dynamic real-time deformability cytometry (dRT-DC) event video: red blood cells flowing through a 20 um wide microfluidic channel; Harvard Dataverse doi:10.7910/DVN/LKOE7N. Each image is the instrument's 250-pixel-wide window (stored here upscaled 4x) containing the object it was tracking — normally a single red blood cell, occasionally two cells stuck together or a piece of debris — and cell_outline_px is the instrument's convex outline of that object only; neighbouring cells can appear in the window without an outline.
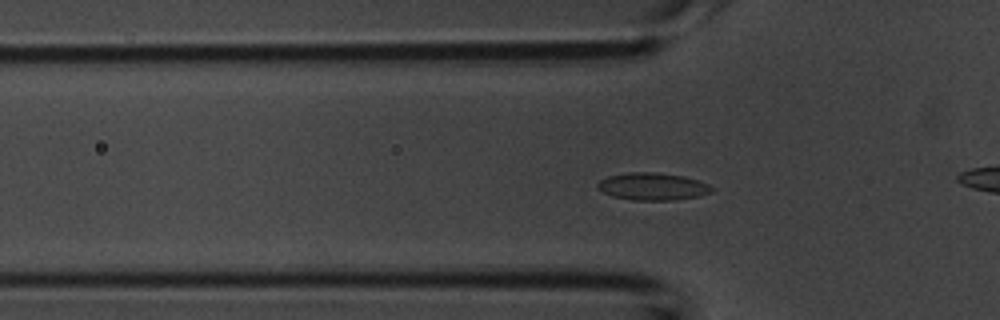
{"species": "common noctule bat (a hibernating species)", "species_latin": "Nyctalus noctula", "temperature_condition": "room temperature", "stored_images_in_passage": 45, "camera_frame_rate_fps": 3000, "um_per_image_px": 0.085, "animal": {"sex": "male", "body_mass_g": 20.1, "forearm_length_mm": 53.5}, "frame": {"image": 1, "passage_image": 7, "time_ms": 2.0, "image_size_px": [1000, 320], "cell_outline_px": [[716, 188], [712, 192], [700, 196], [672, 200], [632, 200], [612, 196], [596, 188], [596, 184], [600, 180], [608, 176], [628, 172], [656, 172], [684, 176], [708, 184]], "centroid_in_image_um": [55.48, 15.85], "position_along_channel_um": 70.3, "area_um2": 18.32}}
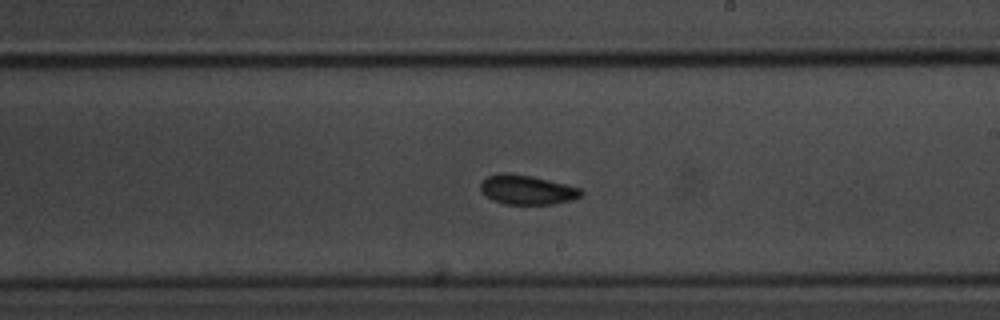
{"frame": {"image": 2, "passage_image": 21, "time_ms": 6.667, "image_size_px": [1000, 320], "cell_outline_px": [[584, 192], [580, 196], [572, 200], [552, 204], [504, 204], [492, 200], [480, 188], [480, 184], [488, 176], [500, 172], [508, 172], [548, 180], [580, 188]], "centroid_in_image_um": [44.79, 16.13], "position_along_channel_um": 244.2, "area_um2": 16.99}}
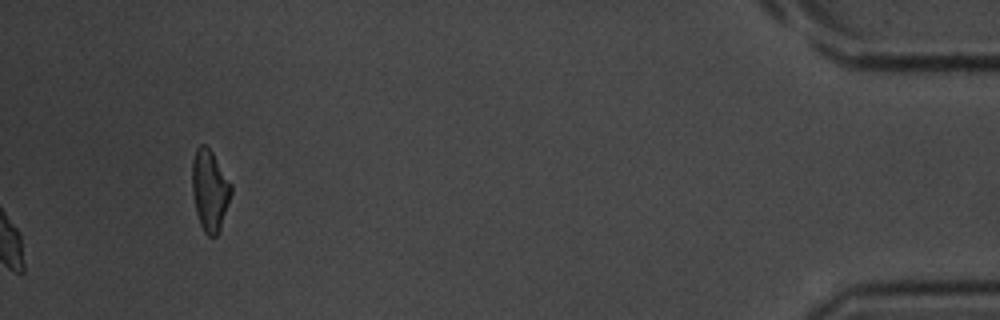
{"frame": {"image": 3, "passage_image": 45, "time_ms": 14.667, "image_size_px": [1000, 320], "cell_outline_px": [[232, 192], [220, 228], [216, 236], [208, 236], [204, 232], [200, 224], [196, 212], [192, 192], [192, 160], [196, 148], [200, 144], [204, 144], [212, 152], [232, 184]], "centroid_in_image_um": [17.82, 16.16], "position_along_channel_um": 417.4, "area_um2": 18.38}, "authors_computed_cell_mechanics": {"area_um2": 16.9354, "velocity_mm_per_s": 3.7158, "shape_relaxation_time_tau1_ms": 1.603, "shape_relaxation_time_tau2_ms": 1.8147, "deformation_change_tau1": 0.0738, "deformation_change_tau2": 0.0407}}